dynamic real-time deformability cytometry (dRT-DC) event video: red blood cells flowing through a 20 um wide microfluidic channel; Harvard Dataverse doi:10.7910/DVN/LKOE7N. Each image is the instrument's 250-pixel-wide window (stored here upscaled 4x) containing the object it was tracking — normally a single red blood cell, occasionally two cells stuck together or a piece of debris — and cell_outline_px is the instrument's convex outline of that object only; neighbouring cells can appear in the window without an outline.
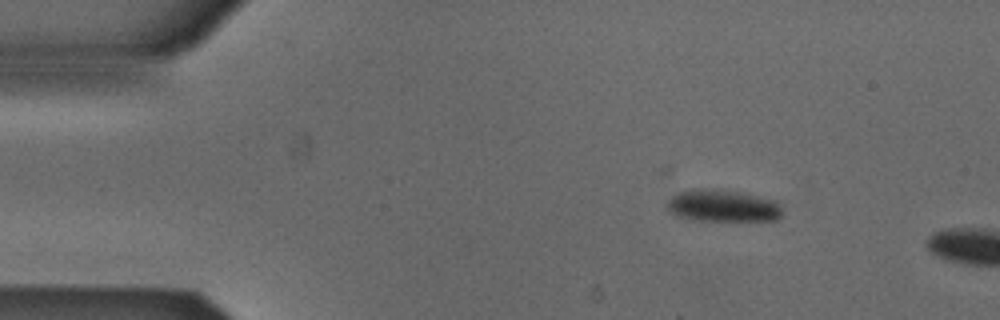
{"species": "Egyptian fruit bat (a non-hibernating species)", "species_latin": "Rousettus aegyptiacus", "temperature_condition": "cold", "stored_images_in_passage": 4, "camera_frame_rate_fps": 3000, "um_per_image_px": 0.085, "animal": {"sex": "male"}, "frame": {"image": 1, "passage_image": 1, "time_ms": 0.0, "image_size_px": [1000, 320], "cell_outline_px": [[780, 216], [776, 220], [692, 220], [676, 216], [668, 212], [668, 200], [672, 196], [680, 192], [696, 188], [740, 192], [776, 200], [780, 208]], "centroid_in_image_um": [61.39, 17.5], "position_along_channel_um": 23.6, "area_um2": 21.21}}